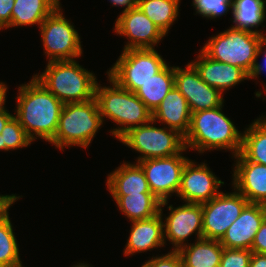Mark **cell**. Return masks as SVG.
Instances as JSON below:
<instances>
[{
    "mask_svg": "<svg viewBox=\"0 0 266 267\" xmlns=\"http://www.w3.org/2000/svg\"><path fill=\"white\" fill-rule=\"evenodd\" d=\"M159 255H153L141 267H183L181 257L177 251L170 250L168 253Z\"/></svg>",
    "mask_w": 266,
    "mask_h": 267,
    "instance_id": "obj_33",
    "label": "cell"
},
{
    "mask_svg": "<svg viewBox=\"0 0 266 267\" xmlns=\"http://www.w3.org/2000/svg\"><path fill=\"white\" fill-rule=\"evenodd\" d=\"M121 52L106 74L119 86L133 93L168 64L156 48L127 49Z\"/></svg>",
    "mask_w": 266,
    "mask_h": 267,
    "instance_id": "obj_8",
    "label": "cell"
},
{
    "mask_svg": "<svg viewBox=\"0 0 266 267\" xmlns=\"http://www.w3.org/2000/svg\"><path fill=\"white\" fill-rule=\"evenodd\" d=\"M43 55L51 61L75 60L83 56L81 37L60 4L38 27Z\"/></svg>",
    "mask_w": 266,
    "mask_h": 267,
    "instance_id": "obj_9",
    "label": "cell"
},
{
    "mask_svg": "<svg viewBox=\"0 0 266 267\" xmlns=\"http://www.w3.org/2000/svg\"><path fill=\"white\" fill-rule=\"evenodd\" d=\"M190 63L206 84L218 89L222 94L244 80H251L250 75L242 68L214 60L201 49L196 59L191 60Z\"/></svg>",
    "mask_w": 266,
    "mask_h": 267,
    "instance_id": "obj_18",
    "label": "cell"
},
{
    "mask_svg": "<svg viewBox=\"0 0 266 267\" xmlns=\"http://www.w3.org/2000/svg\"><path fill=\"white\" fill-rule=\"evenodd\" d=\"M33 76L64 104L87 102L95 97L96 75L76 59L47 62L45 70Z\"/></svg>",
    "mask_w": 266,
    "mask_h": 267,
    "instance_id": "obj_4",
    "label": "cell"
},
{
    "mask_svg": "<svg viewBox=\"0 0 266 267\" xmlns=\"http://www.w3.org/2000/svg\"><path fill=\"white\" fill-rule=\"evenodd\" d=\"M251 251L259 254H266V218L255 235Z\"/></svg>",
    "mask_w": 266,
    "mask_h": 267,
    "instance_id": "obj_35",
    "label": "cell"
},
{
    "mask_svg": "<svg viewBox=\"0 0 266 267\" xmlns=\"http://www.w3.org/2000/svg\"><path fill=\"white\" fill-rule=\"evenodd\" d=\"M163 211L164 206H160V213L154 217L130 222L131 229L123 250L125 257L165 247Z\"/></svg>",
    "mask_w": 266,
    "mask_h": 267,
    "instance_id": "obj_19",
    "label": "cell"
},
{
    "mask_svg": "<svg viewBox=\"0 0 266 267\" xmlns=\"http://www.w3.org/2000/svg\"><path fill=\"white\" fill-rule=\"evenodd\" d=\"M232 17L231 27L264 35L258 27H265L266 0H233Z\"/></svg>",
    "mask_w": 266,
    "mask_h": 267,
    "instance_id": "obj_25",
    "label": "cell"
},
{
    "mask_svg": "<svg viewBox=\"0 0 266 267\" xmlns=\"http://www.w3.org/2000/svg\"><path fill=\"white\" fill-rule=\"evenodd\" d=\"M251 249L224 248L219 267H249Z\"/></svg>",
    "mask_w": 266,
    "mask_h": 267,
    "instance_id": "obj_32",
    "label": "cell"
},
{
    "mask_svg": "<svg viewBox=\"0 0 266 267\" xmlns=\"http://www.w3.org/2000/svg\"><path fill=\"white\" fill-rule=\"evenodd\" d=\"M224 247L219 240L201 238L180 248L183 267H219Z\"/></svg>",
    "mask_w": 266,
    "mask_h": 267,
    "instance_id": "obj_23",
    "label": "cell"
},
{
    "mask_svg": "<svg viewBox=\"0 0 266 267\" xmlns=\"http://www.w3.org/2000/svg\"><path fill=\"white\" fill-rule=\"evenodd\" d=\"M189 151L186 147L179 153L166 158H153L137 162L143 169L151 192L161 201H168L177 196L181 185V174L189 160L183 153Z\"/></svg>",
    "mask_w": 266,
    "mask_h": 267,
    "instance_id": "obj_11",
    "label": "cell"
},
{
    "mask_svg": "<svg viewBox=\"0 0 266 267\" xmlns=\"http://www.w3.org/2000/svg\"><path fill=\"white\" fill-rule=\"evenodd\" d=\"M262 55H263L262 63L260 64V61H257L254 71L250 76L251 80L257 79L258 81L259 77L261 76V73H263V71L266 72V34L262 35L261 37L257 58H259Z\"/></svg>",
    "mask_w": 266,
    "mask_h": 267,
    "instance_id": "obj_34",
    "label": "cell"
},
{
    "mask_svg": "<svg viewBox=\"0 0 266 267\" xmlns=\"http://www.w3.org/2000/svg\"><path fill=\"white\" fill-rule=\"evenodd\" d=\"M262 35L243 29H228L212 35L201 50L210 58L245 70L250 76L258 61Z\"/></svg>",
    "mask_w": 266,
    "mask_h": 267,
    "instance_id": "obj_6",
    "label": "cell"
},
{
    "mask_svg": "<svg viewBox=\"0 0 266 267\" xmlns=\"http://www.w3.org/2000/svg\"><path fill=\"white\" fill-rule=\"evenodd\" d=\"M8 89V85L5 82L0 81V110L6 105Z\"/></svg>",
    "mask_w": 266,
    "mask_h": 267,
    "instance_id": "obj_41",
    "label": "cell"
},
{
    "mask_svg": "<svg viewBox=\"0 0 266 267\" xmlns=\"http://www.w3.org/2000/svg\"><path fill=\"white\" fill-rule=\"evenodd\" d=\"M181 0H136V6L167 35L179 17Z\"/></svg>",
    "mask_w": 266,
    "mask_h": 267,
    "instance_id": "obj_28",
    "label": "cell"
},
{
    "mask_svg": "<svg viewBox=\"0 0 266 267\" xmlns=\"http://www.w3.org/2000/svg\"><path fill=\"white\" fill-rule=\"evenodd\" d=\"M33 141L28 137L19 120L13 116L0 133V151H13L30 146Z\"/></svg>",
    "mask_w": 266,
    "mask_h": 267,
    "instance_id": "obj_30",
    "label": "cell"
},
{
    "mask_svg": "<svg viewBox=\"0 0 266 267\" xmlns=\"http://www.w3.org/2000/svg\"><path fill=\"white\" fill-rule=\"evenodd\" d=\"M196 14L207 20H215L233 11V0H192Z\"/></svg>",
    "mask_w": 266,
    "mask_h": 267,
    "instance_id": "obj_31",
    "label": "cell"
},
{
    "mask_svg": "<svg viewBox=\"0 0 266 267\" xmlns=\"http://www.w3.org/2000/svg\"><path fill=\"white\" fill-rule=\"evenodd\" d=\"M174 79L175 86L187 100L191 113L213 109L225 102L224 94L206 84L189 62L185 68L174 66Z\"/></svg>",
    "mask_w": 266,
    "mask_h": 267,
    "instance_id": "obj_15",
    "label": "cell"
},
{
    "mask_svg": "<svg viewBox=\"0 0 266 267\" xmlns=\"http://www.w3.org/2000/svg\"><path fill=\"white\" fill-rule=\"evenodd\" d=\"M240 153L248 161L266 166V114H261L244 128Z\"/></svg>",
    "mask_w": 266,
    "mask_h": 267,
    "instance_id": "obj_27",
    "label": "cell"
},
{
    "mask_svg": "<svg viewBox=\"0 0 266 267\" xmlns=\"http://www.w3.org/2000/svg\"><path fill=\"white\" fill-rule=\"evenodd\" d=\"M60 0H14L11 22L5 28L40 26L59 5Z\"/></svg>",
    "mask_w": 266,
    "mask_h": 267,
    "instance_id": "obj_22",
    "label": "cell"
},
{
    "mask_svg": "<svg viewBox=\"0 0 266 267\" xmlns=\"http://www.w3.org/2000/svg\"><path fill=\"white\" fill-rule=\"evenodd\" d=\"M224 103L213 109L191 113L190 126L184 137V144L189 151L198 154L213 150L231 151V158L240 153L242 131L224 114Z\"/></svg>",
    "mask_w": 266,
    "mask_h": 267,
    "instance_id": "obj_2",
    "label": "cell"
},
{
    "mask_svg": "<svg viewBox=\"0 0 266 267\" xmlns=\"http://www.w3.org/2000/svg\"><path fill=\"white\" fill-rule=\"evenodd\" d=\"M204 162L189 159L181 174V185L177 193L183 203L202 204L216 197L224 185L219 177Z\"/></svg>",
    "mask_w": 266,
    "mask_h": 267,
    "instance_id": "obj_14",
    "label": "cell"
},
{
    "mask_svg": "<svg viewBox=\"0 0 266 267\" xmlns=\"http://www.w3.org/2000/svg\"><path fill=\"white\" fill-rule=\"evenodd\" d=\"M13 227L10 217L0 223V267H25Z\"/></svg>",
    "mask_w": 266,
    "mask_h": 267,
    "instance_id": "obj_29",
    "label": "cell"
},
{
    "mask_svg": "<svg viewBox=\"0 0 266 267\" xmlns=\"http://www.w3.org/2000/svg\"><path fill=\"white\" fill-rule=\"evenodd\" d=\"M170 201L161 202L160 206H167V214L163 216L164 239L173 245L172 251L188 245V238L193 234L196 240L203 238V212L202 204L184 203L177 207L168 204Z\"/></svg>",
    "mask_w": 266,
    "mask_h": 267,
    "instance_id": "obj_10",
    "label": "cell"
},
{
    "mask_svg": "<svg viewBox=\"0 0 266 267\" xmlns=\"http://www.w3.org/2000/svg\"><path fill=\"white\" fill-rule=\"evenodd\" d=\"M114 7L122 8V11L132 9L136 6V0H108Z\"/></svg>",
    "mask_w": 266,
    "mask_h": 267,
    "instance_id": "obj_39",
    "label": "cell"
},
{
    "mask_svg": "<svg viewBox=\"0 0 266 267\" xmlns=\"http://www.w3.org/2000/svg\"><path fill=\"white\" fill-rule=\"evenodd\" d=\"M152 119L157 124L173 129L185 137L190 126L191 111L187 100L176 86L169 91L152 113Z\"/></svg>",
    "mask_w": 266,
    "mask_h": 267,
    "instance_id": "obj_20",
    "label": "cell"
},
{
    "mask_svg": "<svg viewBox=\"0 0 266 267\" xmlns=\"http://www.w3.org/2000/svg\"><path fill=\"white\" fill-rule=\"evenodd\" d=\"M113 32L127 39L123 50L155 48L166 35L137 6L122 11L115 20Z\"/></svg>",
    "mask_w": 266,
    "mask_h": 267,
    "instance_id": "obj_13",
    "label": "cell"
},
{
    "mask_svg": "<svg viewBox=\"0 0 266 267\" xmlns=\"http://www.w3.org/2000/svg\"><path fill=\"white\" fill-rule=\"evenodd\" d=\"M14 116V113H10L6 105L0 110V133L7 124V122Z\"/></svg>",
    "mask_w": 266,
    "mask_h": 267,
    "instance_id": "obj_40",
    "label": "cell"
},
{
    "mask_svg": "<svg viewBox=\"0 0 266 267\" xmlns=\"http://www.w3.org/2000/svg\"><path fill=\"white\" fill-rule=\"evenodd\" d=\"M103 120L95 98L87 102L64 104L54 138L49 142L56 149L89 148Z\"/></svg>",
    "mask_w": 266,
    "mask_h": 267,
    "instance_id": "obj_5",
    "label": "cell"
},
{
    "mask_svg": "<svg viewBox=\"0 0 266 267\" xmlns=\"http://www.w3.org/2000/svg\"><path fill=\"white\" fill-rule=\"evenodd\" d=\"M31 77L28 83L18 86L14 116L33 142L37 138L50 142L56 134L64 103Z\"/></svg>",
    "mask_w": 266,
    "mask_h": 267,
    "instance_id": "obj_1",
    "label": "cell"
},
{
    "mask_svg": "<svg viewBox=\"0 0 266 267\" xmlns=\"http://www.w3.org/2000/svg\"><path fill=\"white\" fill-rule=\"evenodd\" d=\"M14 0H0V31L10 24Z\"/></svg>",
    "mask_w": 266,
    "mask_h": 267,
    "instance_id": "obj_37",
    "label": "cell"
},
{
    "mask_svg": "<svg viewBox=\"0 0 266 267\" xmlns=\"http://www.w3.org/2000/svg\"><path fill=\"white\" fill-rule=\"evenodd\" d=\"M249 267H266V254L252 252Z\"/></svg>",
    "mask_w": 266,
    "mask_h": 267,
    "instance_id": "obj_38",
    "label": "cell"
},
{
    "mask_svg": "<svg viewBox=\"0 0 266 267\" xmlns=\"http://www.w3.org/2000/svg\"><path fill=\"white\" fill-rule=\"evenodd\" d=\"M150 122L129 129L118 141L140 155L135 162L153 158H166L179 154L184 148V137L168 127H156Z\"/></svg>",
    "mask_w": 266,
    "mask_h": 267,
    "instance_id": "obj_7",
    "label": "cell"
},
{
    "mask_svg": "<svg viewBox=\"0 0 266 267\" xmlns=\"http://www.w3.org/2000/svg\"><path fill=\"white\" fill-rule=\"evenodd\" d=\"M23 197L17 194L1 195L0 194V223L9 217V209L13 204Z\"/></svg>",
    "mask_w": 266,
    "mask_h": 267,
    "instance_id": "obj_36",
    "label": "cell"
},
{
    "mask_svg": "<svg viewBox=\"0 0 266 267\" xmlns=\"http://www.w3.org/2000/svg\"><path fill=\"white\" fill-rule=\"evenodd\" d=\"M232 189L233 192L221 191L210 201L202 203L203 238L220 241L249 203L242 194Z\"/></svg>",
    "mask_w": 266,
    "mask_h": 267,
    "instance_id": "obj_12",
    "label": "cell"
},
{
    "mask_svg": "<svg viewBox=\"0 0 266 267\" xmlns=\"http://www.w3.org/2000/svg\"><path fill=\"white\" fill-rule=\"evenodd\" d=\"M106 77L110 86L97 82L94 98L103 122L108 119L117 125L109 133L118 140L129 129L150 122L152 112L135 93L119 86L108 75Z\"/></svg>",
    "mask_w": 266,
    "mask_h": 267,
    "instance_id": "obj_3",
    "label": "cell"
},
{
    "mask_svg": "<svg viewBox=\"0 0 266 267\" xmlns=\"http://www.w3.org/2000/svg\"><path fill=\"white\" fill-rule=\"evenodd\" d=\"M233 158L232 188L249 203L266 205V166L248 161L241 153Z\"/></svg>",
    "mask_w": 266,
    "mask_h": 267,
    "instance_id": "obj_16",
    "label": "cell"
},
{
    "mask_svg": "<svg viewBox=\"0 0 266 267\" xmlns=\"http://www.w3.org/2000/svg\"><path fill=\"white\" fill-rule=\"evenodd\" d=\"M71 267H92L91 264L87 263V262H77L76 264H74Z\"/></svg>",
    "mask_w": 266,
    "mask_h": 267,
    "instance_id": "obj_42",
    "label": "cell"
},
{
    "mask_svg": "<svg viewBox=\"0 0 266 267\" xmlns=\"http://www.w3.org/2000/svg\"><path fill=\"white\" fill-rule=\"evenodd\" d=\"M174 86V66L167 64L159 73L153 75V78L142 84L135 95L153 113Z\"/></svg>",
    "mask_w": 266,
    "mask_h": 267,
    "instance_id": "obj_26",
    "label": "cell"
},
{
    "mask_svg": "<svg viewBox=\"0 0 266 267\" xmlns=\"http://www.w3.org/2000/svg\"><path fill=\"white\" fill-rule=\"evenodd\" d=\"M266 218V205L248 203L220 240L224 248L251 249L255 235Z\"/></svg>",
    "mask_w": 266,
    "mask_h": 267,
    "instance_id": "obj_17",
    "label": "cell"
},
{
    "mask_svg": "<svg viewBox=\"0 0 266 267\" xmlns=\"http://www.w3.org/2000/svg\"><path fill=\"white\" fill-rule=\"evenodd\" d=\"M107 191L111 195L152 193L142 167L134 162L123 161L107 174Z\"/></svg>",
    "mask_w": 266,
    "mask_h": 267,
    "instance_id": "obj_21",
    "label": "cell"
},
{
    "mask_svg": "<svg viewBox=\"0 0 266 267\" xmlns=\"http://www.w3.org/2000/svg\"><path fill=\"white\" fill-rule=\"evenodd\" d=\"M128 221L145 220L160 213L161 201L153 193L111 195Z\"/></svg>",
    "mask_w": 266,
    "mask_h": 267,
    "instance_id": "obj_24",
    "label": "cell"
}]
</instances>
